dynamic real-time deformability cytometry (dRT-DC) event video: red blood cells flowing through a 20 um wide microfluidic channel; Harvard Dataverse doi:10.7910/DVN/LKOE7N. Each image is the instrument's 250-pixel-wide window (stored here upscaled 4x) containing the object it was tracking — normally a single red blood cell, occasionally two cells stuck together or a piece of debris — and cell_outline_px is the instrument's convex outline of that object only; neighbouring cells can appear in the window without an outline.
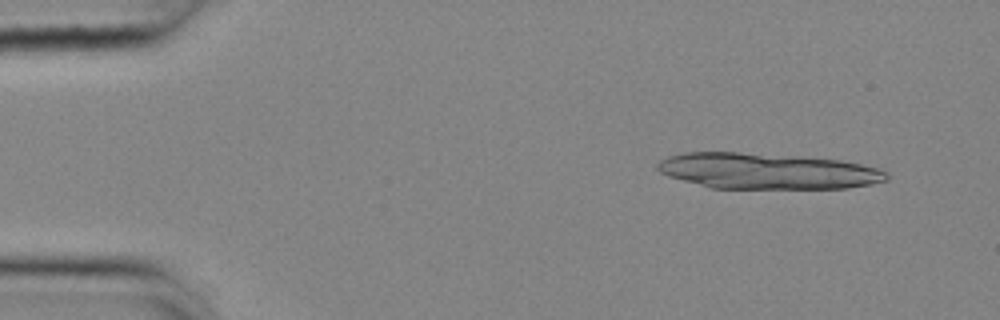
{"species": "common noctule bat (a hibernating species)", "species_latin": "Nyctalus noctula", "temperature_condition": "cold", "stored_images_in_passage": 13, "camera_frame_rate_fps": 3000, "um_per_image_px": 0.085, "animal": {"sex": "female", "body_mass_g": 25.1}, "frame": {"image": 1, "passage_image": 4, "time_ms": 1.0, "image_size_px": [1000, 320], "cell_outline_px": [[888, 180], [872, 184], [848, 188], [708, 188], [668, 176], [660, 172], [656, 168], [656, 164], [660, 160], [668, 156], [684, 152], [740, 152], [796, 156], [840, 160], [880, 168], [888, 172]], "centroid_in_image_um": [65.2, 14.54], "position_along_channel_um": 19.8, "area_um2": 48.15}}